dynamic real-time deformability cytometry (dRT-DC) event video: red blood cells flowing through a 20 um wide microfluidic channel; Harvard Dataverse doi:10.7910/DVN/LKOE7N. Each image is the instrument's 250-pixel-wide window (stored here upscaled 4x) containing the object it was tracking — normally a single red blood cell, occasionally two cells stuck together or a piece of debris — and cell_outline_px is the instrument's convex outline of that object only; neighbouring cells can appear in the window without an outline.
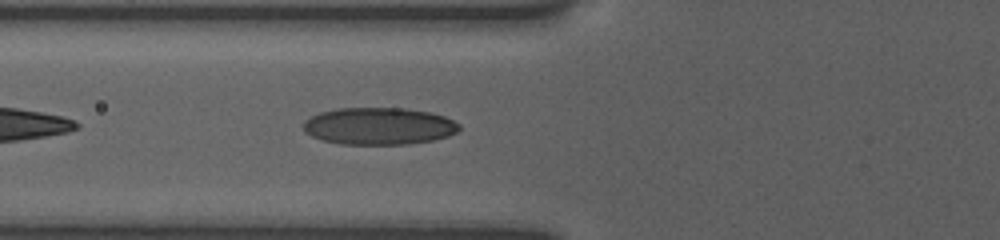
{"species": "human", "species_latin": "Homo sapiens", "temperature_condition": "room temperature", "stored_images_in_passage": 41, "camera_frame_rate_fps": 3000, "um_per_image_px": 0.085, "donor": {"sex": "female"}, "frame": {"image": 1, "passage_image": 4, "time_ms": 1.0, "image_size_px": [1000, 240], "cell_outline_px": [[460, 128], [456, 132], [448, 136], [432, 140], [408, 144], [340, 144], [320, 140], [304, 132], [304, 120], [320, 112], [336, 108], [404, 108], [432, 112], [444, 116], [460, 124]], "centroid_in_image_um": [32.19, 10.71], "position_along_channel_um": 93.6, "area_um2": 33.87}}
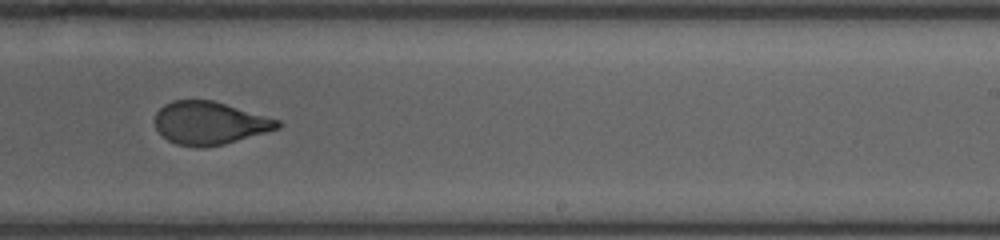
{"frame": {"image": 2, "passage_image": 19, "time_ms": 5.667, "image_size_px": [1000, 240], "cell_outline_px": [[284, 124], [280, 128], [224, 144], [204, 148], [200, 148], [176, 144], [168, 140], [156, 128], [156, 112], [164, 104], [172, 100], [212, 100], [280, 120]], "centroid_in_image_um": [17.83, 10.46], "position_along_channel_um": 271.2, "area_um2": 30.58}}
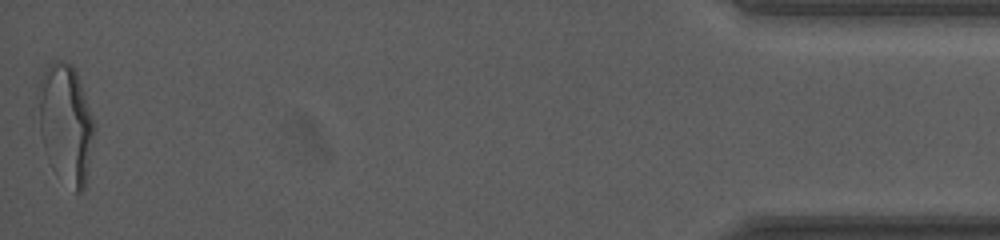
{"frame": {"image": 3, "passage_image": 41, "time_ms": 12.0, "image_size_px": [1000, 240], "cell_outline_px": [[96, 128], [84, 188], [80, 192], [76, 192], [44, 148], [40, 132], [36, 96], [36, 88], [44, 68], [52, 60], [68, 60], [76, 68], [96, 124]], "centroid_in_image_um": [5.6, 10.28], "position_along_channel_um": 429.6, "area_um2": 38.67}, "authors_computed_cell_mechanics": {"area_um2": 32.2524, "velocity_mm_per_s": 3.7928, "shape_relaxation_time_tau1_ms": 6.2224, "shape_relaxation_time_tau2_ms": 1.0872, "deformation_change_tau1": 0.2064, "deformation_change_tau2": 0.0668}}